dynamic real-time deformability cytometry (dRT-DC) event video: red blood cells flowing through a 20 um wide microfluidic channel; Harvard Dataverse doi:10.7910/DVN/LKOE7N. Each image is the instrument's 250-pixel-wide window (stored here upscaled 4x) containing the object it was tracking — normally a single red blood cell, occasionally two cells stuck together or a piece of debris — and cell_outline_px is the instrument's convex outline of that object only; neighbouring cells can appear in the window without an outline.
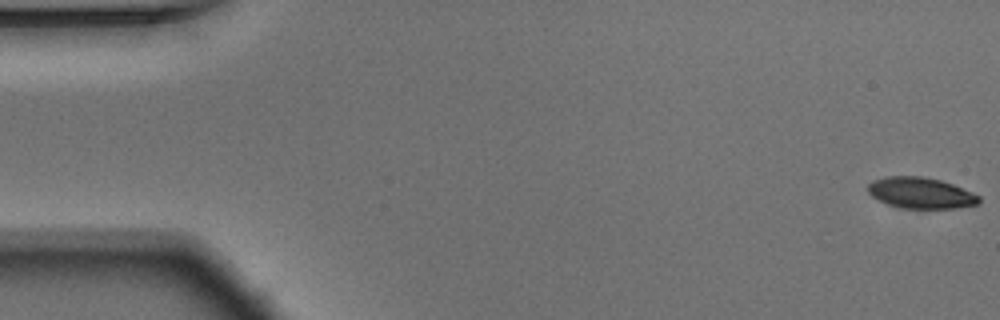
{"species": "Egyptian fruit bat (a non-hibernating species)", "species_latin": "Rousettus aegyptiacus", "temperature_condition": "warm", "stored_images_in_passage": 54, "camera_frame_rate_fps": 3000, "um_per_image_px": 0.085, "animal": {"sex": "male"}, "frame": {"image": 1, "passage_image": 1, "time_ms": 0.0, "image_size_px": [1000, 320], "cell_outline_px": [[980, 200], [976, 204], [956, 208], [900, 208], [888, 204], [872, 196], [868, 192], [868, 184], [872, 180], [888, 176], [924, 176], [940, 180], [952, 184], [972, 192], [980, 196]], "centroid_in_image_um": [78.25, 16.39], "position_along_channel_um": 6.8, "area_um2": 20.0}}
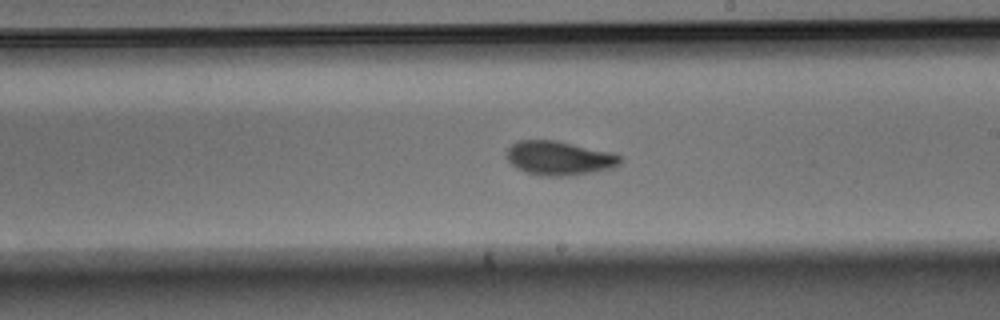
{"frame": {"image": 2, "passage_image": 31, "time_ms": 10.0, "image_size_px": [1000, 320], "cell_outline_px": [[624, 160], [620, 164], [612, 168], [592, 172], [568, 176], [540, 176], [524, 172], [516, 168], [508, 160], [508, 148], [516, 140], [556, 140], [612, 152], [620, 156]], "centroid_in_image_um": [47.54, 13.44], "position_along_channel_um": 241.5, "area_um2": 22.72}}
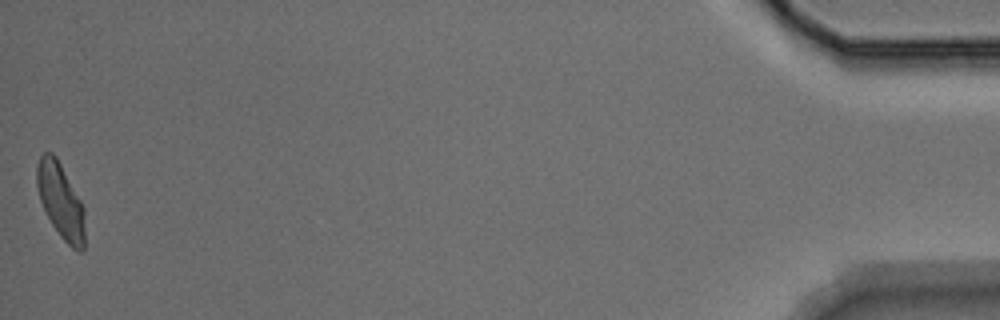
{"frame": {"image": 3, "passage_image": 54, "time_ms": 17.667, "image_size_px": [1000, 320], "cell_outline_px": [[84, 248], [80, 252], [72, 248], [60, 236], [52, 224], [40, 200], [36, 184], [36, 164], [40, 156], [44, 152], [52, 152], [56, 156], [80, 200], [84, 208]], "centroid_in_image_um": [5.14, 17.06], "position_along_channel_um": 430.1, "area_um2": 20.81}, "authors_computed_cell_mechanics": {"area_um2": 21.675, "velocity_mm_per_s": 3.7463, "shape_relaxation_time_tau1_ms": 4.3898, "shape_relaxation_time_tau2_ms": 0.9427, "deformation_change_tau1": 0.1596, "deformation_change_tau2": 0.0531}}